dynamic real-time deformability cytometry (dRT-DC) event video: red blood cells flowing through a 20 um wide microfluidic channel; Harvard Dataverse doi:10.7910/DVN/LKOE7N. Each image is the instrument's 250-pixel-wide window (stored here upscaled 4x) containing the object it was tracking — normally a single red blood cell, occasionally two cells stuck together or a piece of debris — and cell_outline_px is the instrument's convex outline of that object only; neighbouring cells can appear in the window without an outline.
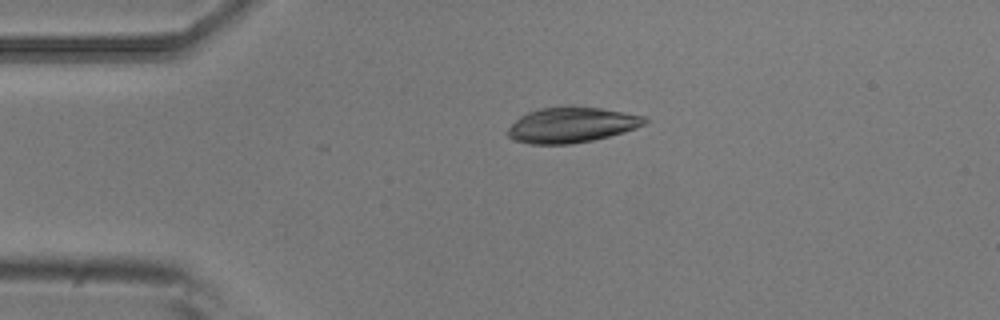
{"species": "common noctule bat (a hibernating species)", "species_latin": "Nyctalus noctula", "temperature_condition": "room temperature", "stored_images_in_passage": 4, "camera_frame_rate_fps": 3000, "um_per_image_px": 0.085, "animal": {"sex": "male", "body_mass_g": 20.5, "forearm_length_mm": 52.5}, "frame": {"image": 1, "passage_image": 3, "time_ms": 0.667, "image_size_px": [1000, 320], "cell_outline_px": [[652, 120], [636, 128], [624, 132], [592, 140], [572, 144], [528, 144], [512, 140], [508, 136], [508, 128], [520, 116], [528, 112], [540, 108], [572, 104], [600, 108], [648, 116]], "centroid_in_image_um": [48.61, 10.6], "position_along_channel_um": 36.4, "area_um2": 28.84}}